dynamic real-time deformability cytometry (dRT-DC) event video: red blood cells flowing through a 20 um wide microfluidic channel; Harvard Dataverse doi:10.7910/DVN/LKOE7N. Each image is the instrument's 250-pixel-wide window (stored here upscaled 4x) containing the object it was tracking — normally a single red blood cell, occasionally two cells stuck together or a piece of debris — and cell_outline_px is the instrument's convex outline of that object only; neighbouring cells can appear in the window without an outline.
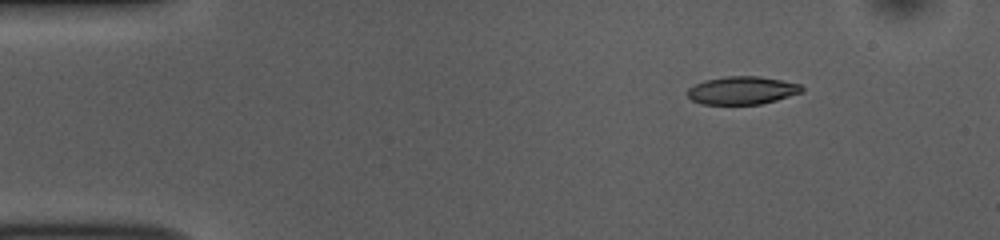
{"species": "common noctule bat (a hibernating species)", "species_latin": "Nyctalus noctula", "temperature_condition": "room temperature", "stored_images_in_passage": 46, "camera_frame_rate_fps": 3000, "um_per_image_px": 0.085, "animal": {"sex": "female", "body_mass_g": 10.0, "forearm_length_mm": 53.1}, "frame": {"image": 1, "passage_image": 1, "time_ms": 0.0, "image_size_px": [1000, 240], "cell_outline_px": [[804, 88], [800, 92], [776, 100], [760, 104], [700, 104], [692, 100], [688, 96], [688, 88], [704, 80], [728, 76], [760, 76], [800, 84]], "centroid_in_image_um": [63.05, 7.68], "position_along_channel_um": 21.9, "area_um2": 18.44}}
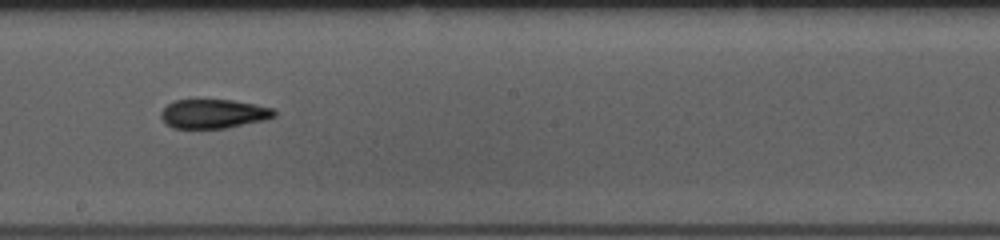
{"frame": {"image": 2, "passage_image": 23, "time_ms": 7.333, "image_size_px": [1000, 240], "cell_outline_px": [[276, 116], [264, 120], [224, 128], [172, 128], [160, 116], [160, 112], [172, 100], [232, 100], [272, 108], [276, 112]], "centroid_in_image_um": [18.13, 9.67], "position_along_channel_um": 230.1, "area_um2": 18.96}}
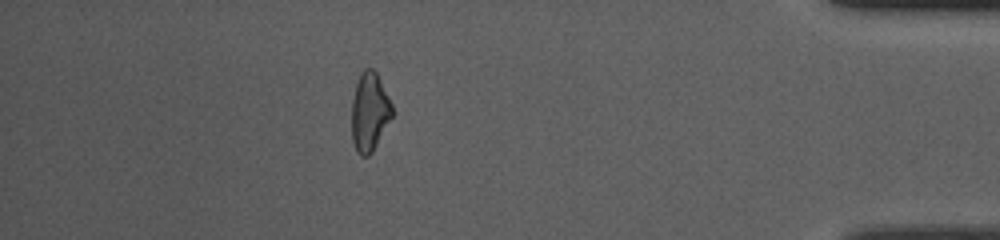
{"frame": {"image": 3, "passage_image": 40, "time_ms": 13.0, "image_size_px": [1000, 240], "cell_outline_px": [[392, 116], [372, 152], [368, 156], [360, 156], [356, 152], [352, 140], [352, 100], [356, 84], [360, 72], [364, 68], [372, 68], [376, 72], [392, 104]], "centroid_in_image_um": [31.39, 9.51], "position_along_channel_um": 403.8, "area_um2": 18.44}, "authors_computed_cell_mechanics": {"area_um2": 19.074, "velocity_mm_per_s": 3.8551, "shape_relaxation_time_tau1_ms": 9.2928, "shape_relaxation_time_tau2_ms": 5.6694, "deformation_change_tau1": 0.2086, "deformation_change_tau2": 0.1486}}